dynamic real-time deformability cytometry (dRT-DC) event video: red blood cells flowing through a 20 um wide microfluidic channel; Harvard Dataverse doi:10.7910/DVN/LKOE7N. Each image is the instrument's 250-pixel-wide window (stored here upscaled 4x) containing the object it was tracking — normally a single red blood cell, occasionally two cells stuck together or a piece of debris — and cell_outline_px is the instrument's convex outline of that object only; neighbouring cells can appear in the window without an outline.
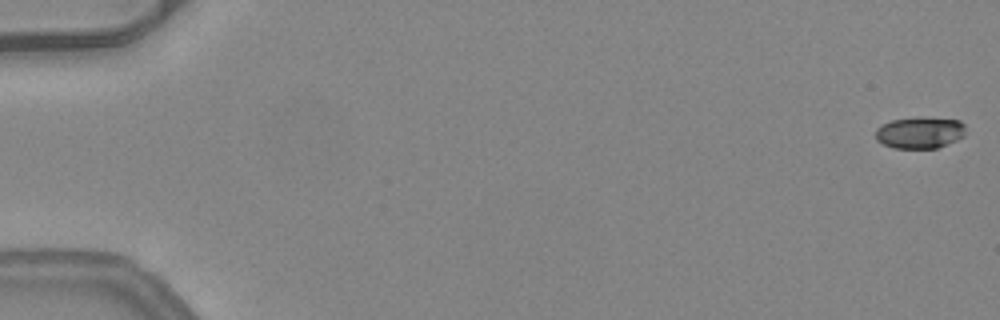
{"species": "common noctule bat (a hibernating species)", "species_latin": "Nyctalus noctula", "temperature_condition": "warm", "stored_images_in_passage": 52, "camera_frame_rate_fps": 3000, "um_per_image_px": 0.085, "animal": {"sex": "female", "body_mass_g": 24.6, "forearm_length_mm": 56.2}, "frame": {"image": 1, "passage_image": 1, "time_ms": 0.0, "image_size_px": [1000, 320], "cell_outline_px": [[964, 136], [956, 140], [936, 148], [892, 148], [876, 140], [876, 128], [892, 120], [920, 116], [960, 120], [964, 124]], "centroid_in_image_um": [78.18, 11.26], "position_along_channel_um": 6.8, "area_um2": 16.65}}
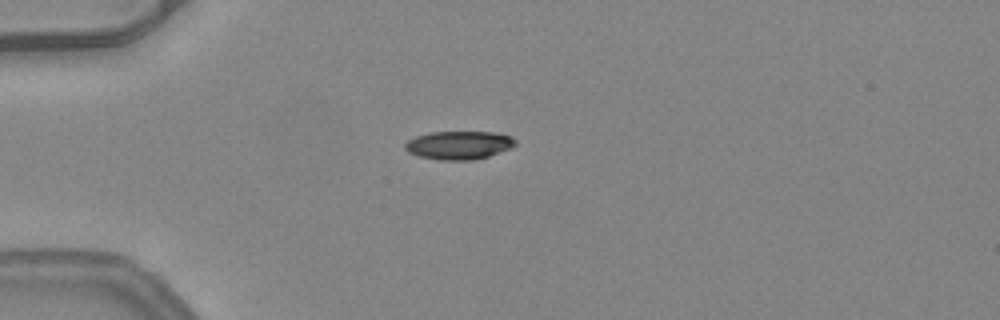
{"frame": {"image": 2, "passage_image": 15, "time_ms": 4.667, "image_size_px": [1000, 320], "cell_outline_px": [[516, 144], [508, 148], [488, 156], [472, 160], [440, 160], [420, 156], [408, 152], [404, 148], [404, 144], [408, 140], [416, 136], [432, 132], [496, 132], [512, 136], [516, 140]], "centroid_in_image_um": [38.99, 12.33], "position_along_channel_um": 46.0, "area_um2": 18.09}}
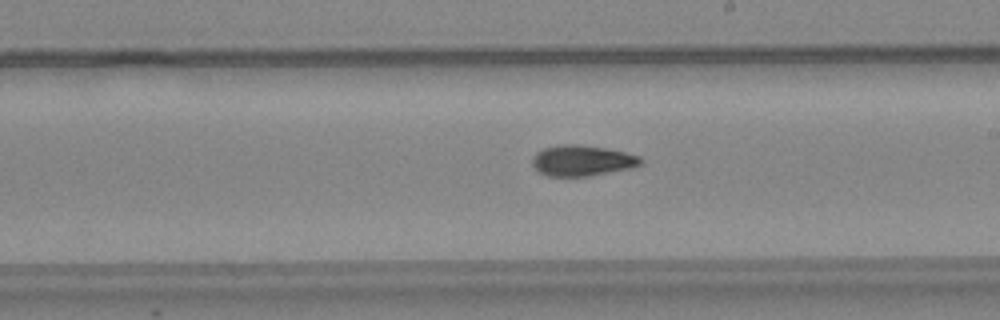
{"frame": {"image": 3, "passage_image": 31, "time_ms": 10.0, "image_size_px": [1000, 320], "cell_outline_px": [[644, 164], [632, 168], [588, 176], [548, 176], [540, 172], [532, 164], [532, 156], [536, 152], [544, 148], [556, 144], [576, 144], [604, 148], [624, 152], [640, 156], [644, 160]], "centroid_in_image_um": [49.49, 13.64], "position_along_channel_um": 239.5, "area_um2": 19.54}, "authors_computed_cell_mechanics": {"area_um2": 18.6405, "velocity_mm_per_s": 4.0832, "shape_relaxation_time_tau1_ms": 8.7069, "shape_relaxation_time_tau2_ms": 3.6123, "deformation_change_tau1": 0.2469, "deformation_change_tau2": 0.11}}